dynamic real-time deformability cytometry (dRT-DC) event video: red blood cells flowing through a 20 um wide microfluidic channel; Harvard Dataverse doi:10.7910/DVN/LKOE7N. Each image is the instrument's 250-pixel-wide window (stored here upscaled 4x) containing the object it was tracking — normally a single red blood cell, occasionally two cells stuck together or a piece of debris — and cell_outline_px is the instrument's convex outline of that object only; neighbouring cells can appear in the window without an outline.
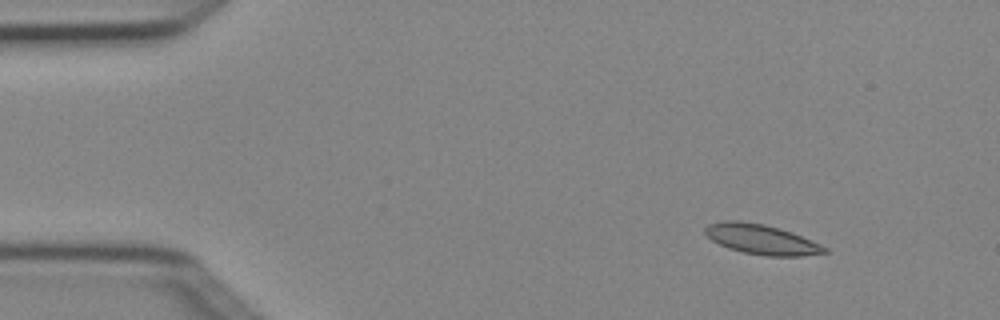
{"species": "Egyptian fruit bat (a non-hibernating species)", "species_latin": "Rousettus aegyptiacus", "temperature_condition": "cold", "stored_images_in_passage": 4, "camera_frame_rate_fps": 3000, "um_per_image_px": 0.085, "animal": {"sex": "female"}, "frame": {"image": 1, "passage_image": 1, "time_ms": 0.0, "image_size_px": [1000, 320], "cell_outline_px": [[828, 252], [804, 256], [764, 256], [744, 252], [728, 248], [712, 240], [704, 232], [704, 228], [708, 224], [724, 220], [736, 220], [764, 224], [780, 228], [792, 232], [812, 240], [828, 248]], "centroid_in_image_um": [64.74, 20.34], "position_along_channel_um": 20.3, "area_um2": 20.92}}